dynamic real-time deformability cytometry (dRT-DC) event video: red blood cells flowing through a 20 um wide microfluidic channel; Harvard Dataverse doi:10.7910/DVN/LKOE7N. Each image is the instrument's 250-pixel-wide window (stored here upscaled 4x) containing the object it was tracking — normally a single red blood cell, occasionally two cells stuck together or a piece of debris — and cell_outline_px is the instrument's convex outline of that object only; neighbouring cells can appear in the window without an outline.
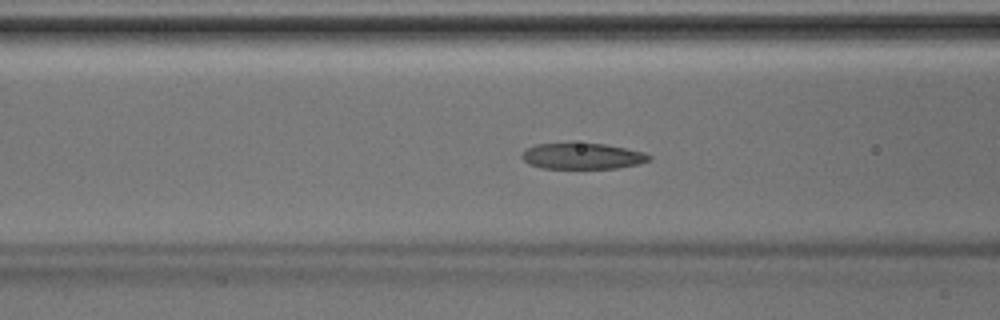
{"species": "Egyptian fruit bat (a non-hibernating species)", "species_latin": "Rousettus aegyptiacus", "temperature_condition": "room temperature", "stored_images_in_passage": 44, "camera_frame_rate_fps": 3000, "um_per_image_px": 0.085, "animal": {"sex": "male"}, "frame": {"image": 1, "passage_image": 17, "time_ms": 5.333, "image_size_px": [1000, 320], "cell_outline_px": [[652, 160], [640, 164], [616, 168], [540, 168], [528, 164], [520, 156], [528, 148], [536, 144], [572, 140], [604, 144], [644, 152], [652, 156]], "centroid_in_image_um": [49.49, 13.23], "position_along_channel_um": 117.1, "area_um2": 20.06}}
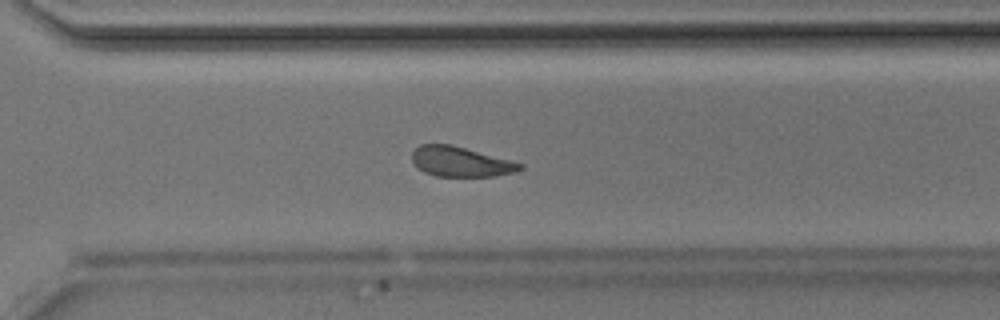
{"frame": {"image": 2, "passage_image": 31, "time_ms": 10.0, "image_size_px": [1000, 320], "cell_outline_px": [[524, 164], [520, 168], [512, 172], [496, 176], [436, 176], [424, 172], [416, 168], [412, 160], [412, 152], [420, 144], [452, 144], [512, 160]], "centroid_in_image_um": [39.11, 13.73], "position_along_channel_um": 331.5, "area_um2": 18.9}}
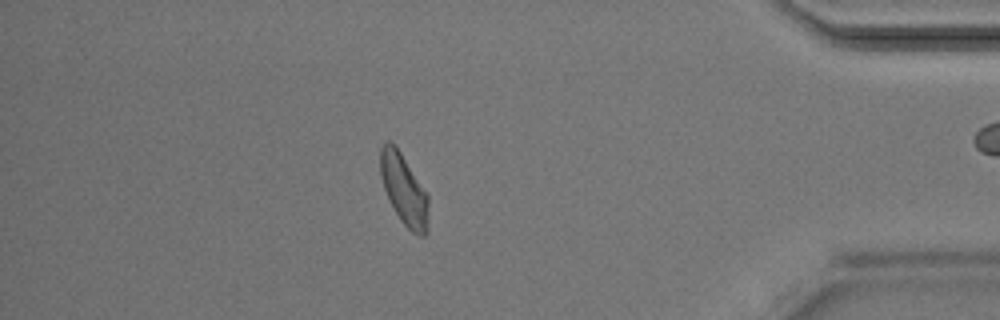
{"frame": {"image": 3, "passage_image": 38, "time_ms": 12.333, "image_size_px": [1000, 320], "cell_outline_px": [[428, 232], [424, 236], [420, 236], [412, 232], [400, 220], [388, 200], [384, 188], [380, 172], [380, 148], [388, 140], [396, 144], [428, 196]], "centroid_in_image_um": [34.33, 16.12], "position_along_channel_um": 400.9, "area_um2": 19.88}}